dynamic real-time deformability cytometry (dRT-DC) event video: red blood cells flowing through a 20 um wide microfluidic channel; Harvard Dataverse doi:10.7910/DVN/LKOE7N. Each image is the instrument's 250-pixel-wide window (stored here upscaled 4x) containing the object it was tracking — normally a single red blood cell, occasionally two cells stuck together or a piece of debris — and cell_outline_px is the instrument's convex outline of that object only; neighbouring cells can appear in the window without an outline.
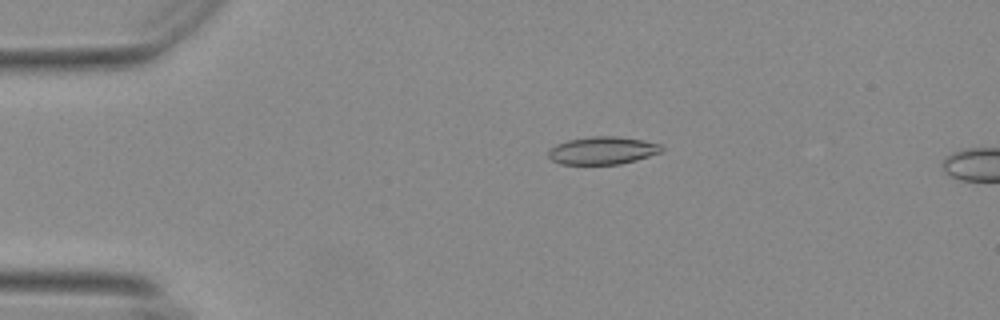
{"species": "Egyptian fruit bat (a non-hibernating species)", "species_latin": "Rousettus aegyptiacus", "temperature_condition": "warm", "stored_images_in_passage": 16, "camera_frame_rate_fps": 3000, "um_per_image_px": 0.085, "animal": {"sex": "female"}, "frame": {"image": 1, "passage_image": 12, "time_ms": 3.667, "image_size_px": [1000, 320], "cell_outline_px": [[664, 148], [660, 152], [636, 160], [620, 164], [560, 164], [552, 160], [548, 156], [548, 152], [556, 144], [568, 140], [592, 136], [616, 136], [644, 140], [660, 144]], "centroid_in_image_um": [51.22, 12.79], "position_along_channel_um": 33.8, "area_um2": 18.21}}